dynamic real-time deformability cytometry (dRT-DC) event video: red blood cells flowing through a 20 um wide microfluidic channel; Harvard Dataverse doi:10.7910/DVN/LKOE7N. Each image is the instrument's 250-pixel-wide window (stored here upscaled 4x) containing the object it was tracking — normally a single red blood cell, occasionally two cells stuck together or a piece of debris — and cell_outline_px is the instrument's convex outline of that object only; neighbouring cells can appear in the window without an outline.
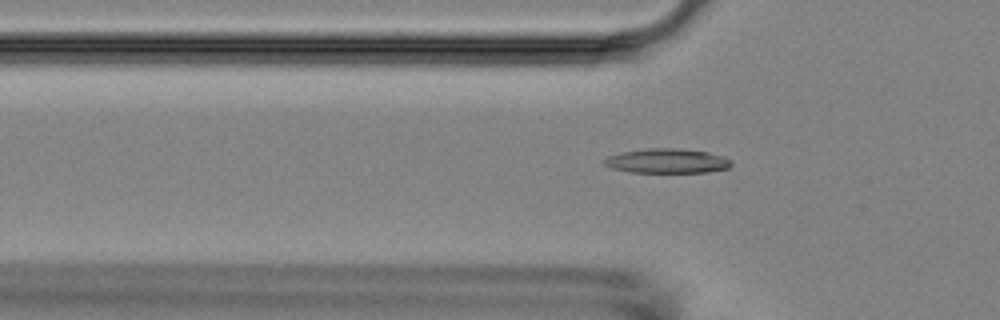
{"species": "Egyptian fruit bat (a non-hibernating species)", "species_latin": "Rousettus aegyptiacus", "temperature_condition": "room temperature", "stored_images_in_passage": 56, "segment_of_instrument_passage": [1, 2], "camera_frame_rate_fps": 3000, "um_per_image_px": 0.085, "animal": {"sex": "female"}, "frame": {"image": 1, "passage_image": 18, "time_ms": 5.667, "image_size_px": [1000, 320], "cell_outline_px": [[732, 164], [728, 168], [708, 172], [628, 172], [612, 168], [604, 164], [600, 160], [608, 156], [620, 152], [648, 148], [676, 148], [708, 152], [724, 156], [732, 160]], "centroid_in_image_um": [56.68, 13.67], "position_along_channel_um": 69.1, "area_um2": 18.32}}
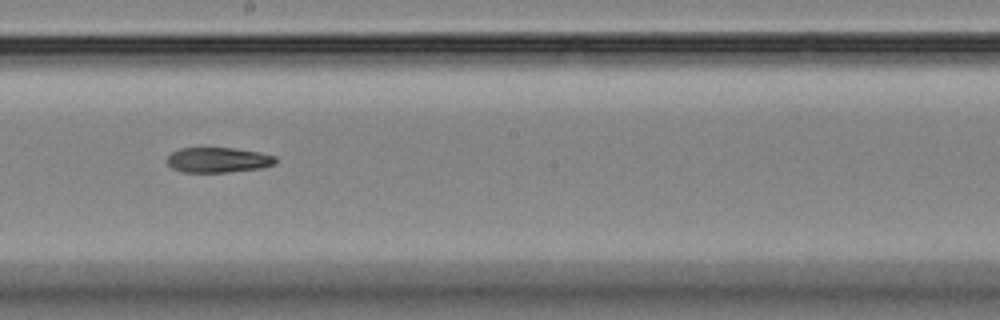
{"frame": {"image": 2, "passage_image": 31, "time_ms": 10.0, "image_size_px": [1000, 320], "cell_outline_px": [[276, 164], [260, 168], [228, 172], [180, 172], [172, 168], [164, 160], [172, 152], [180, 148], [232, 148], [260, 152], [276, 156]], "centroid_in_image_um": [18.52, 13.6], "position_along_channel_um": 229.7, "area_um2": 16.01}}
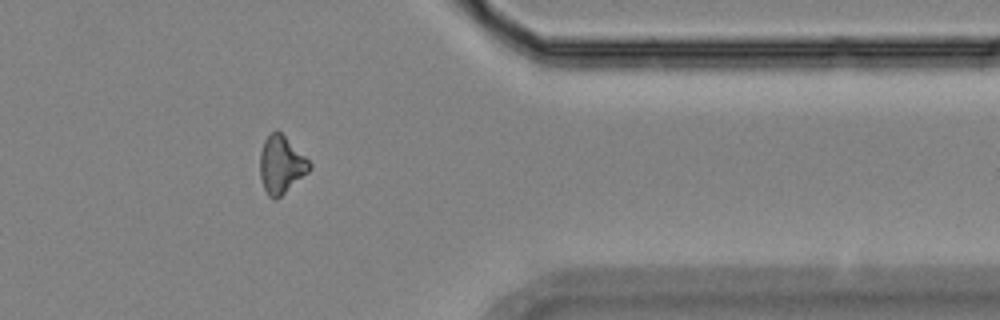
{"frame": {"image": 3, "passage_image": 45, "time_ms": 14.667, "image_size_px": [1000, 320], "cell_outline_px": [[312, 168], [308, 172], [276, 200], [268, 196], [264, 188], [260, 176], [260, 152], [264, 140], [276, 128], [312, 164]], "centroid_in_image_um": [23.88, 14.01], "position_along_channel_um": 387.5, "area_um2": 16.36}}